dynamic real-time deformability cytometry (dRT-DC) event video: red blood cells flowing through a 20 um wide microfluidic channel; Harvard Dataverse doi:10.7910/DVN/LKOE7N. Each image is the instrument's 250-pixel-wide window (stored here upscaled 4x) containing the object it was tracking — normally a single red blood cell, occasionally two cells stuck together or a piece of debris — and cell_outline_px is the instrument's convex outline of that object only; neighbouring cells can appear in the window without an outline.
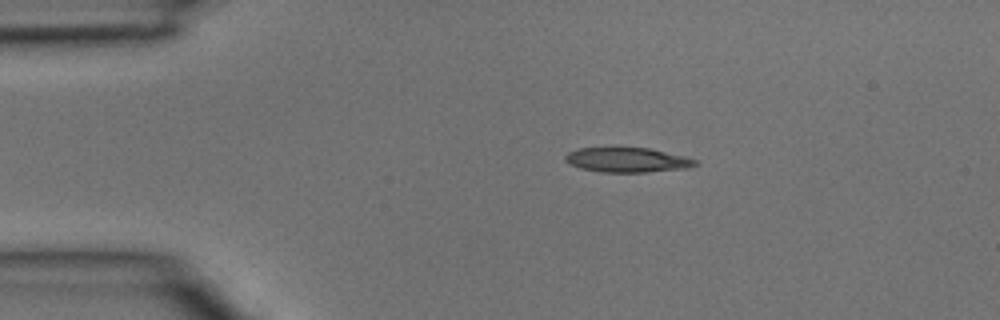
{"species": "common noctule bat (a hibernating species)", "species_latin": "Nyctalus noctula", "temperature_condition": "room temperature", "stored_images_in_passage": 2, "camera_frame_rate_fps": 3000, "um_per_image_px": 0.085, "animal": {"sex": "male", "body_mass_g": 15.6}, "frame": {"image": 1, "passage_image": 1, "time_ms": 0.0, "image_size_px": [1000, 320], "cell_outline_px": [[700, 164], [688, 168], [648, 172], [600, 172], [580, 168], [564, 160], [564, 156], [568, 152], [580, 148], [648, 148], [684, 156], [700, 160]], "centroid_in_image_um": [53.37, 13.6], "position_along_channel_um": 31.6, "area_um2": 18.73}}